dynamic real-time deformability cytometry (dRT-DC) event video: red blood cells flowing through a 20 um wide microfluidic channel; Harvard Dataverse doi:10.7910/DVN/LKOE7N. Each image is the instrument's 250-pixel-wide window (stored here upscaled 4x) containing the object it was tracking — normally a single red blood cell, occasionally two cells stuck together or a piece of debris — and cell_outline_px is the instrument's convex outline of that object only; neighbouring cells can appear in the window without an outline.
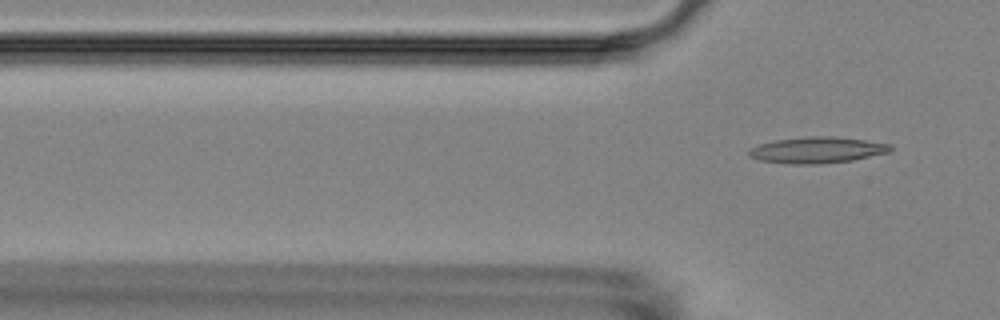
{"species": "Egyptian fruit bat (a non-hibernating species)", "species_latin": "Rousettus aegyptiacus", "temperature_condition": "room temperature", "stored_images_in_passage": 2, "camera_frame_rate_fps": 3000, "um_per_image_px": 0.085, "animal": {"sex": "female"}, "frame": {"image": 1, "passage_image": 2, "time_ms": 1.333, "image_size_px": [1000, 320], "cell_outline_px": [[892, 148], [888, 152], [852, 160], [820, 164], [792, 164], [760, 160], [748, 156], [748, 152], [752, 148], [760, 144], [776, 140], [812, 136], [832, 136], [864, 140], [892, 144]], "centroid_in_image_um": [69.46, 12.75], "position_along_channel_um": 56.3, "area_um2": 21.33}}